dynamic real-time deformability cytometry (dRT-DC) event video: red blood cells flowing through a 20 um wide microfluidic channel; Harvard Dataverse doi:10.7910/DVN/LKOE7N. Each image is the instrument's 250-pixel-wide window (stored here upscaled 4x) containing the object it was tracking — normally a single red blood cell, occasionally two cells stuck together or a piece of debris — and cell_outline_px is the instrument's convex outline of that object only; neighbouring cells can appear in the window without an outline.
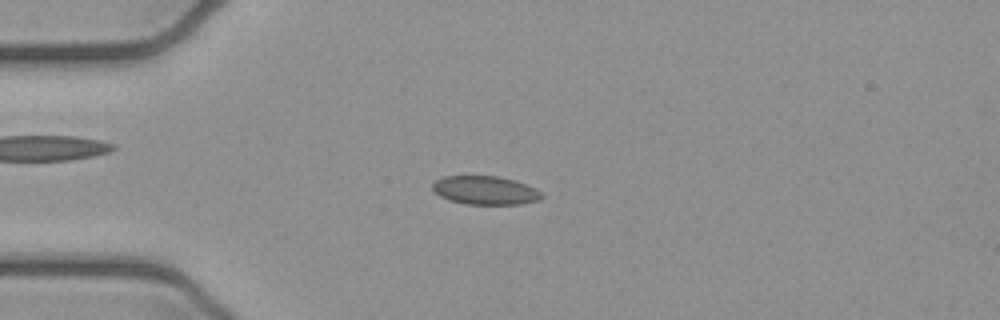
{"species": "common noctule bat (a hibernating species)", "species_latin": "Nyctalus noctula", "temperature_condition": "cold", "stored_images_in_passage": 5, "camera_frame_rate_fps": 3000, "um_per_image_px": 0.085, "animal": {"sex": "female", "body_mass_g": 21.9}, "frame": {"image": 1, "passage_image": 2, "time_ms": 0.333, "image_size_px": [1000, 320], "cell_outline_px": [[544, 196], [536, 200], [520, 204], [464, 204], [448, 200], [440, 196], [432, 188], [432, 184], [436, 180], [444, 176], [500, 176], [524, 184], [540, 192]], "centroid_in_image_um": [41.18, 16.18], "position_along_channel_um": 43.8, "area_um2": 17.92}}
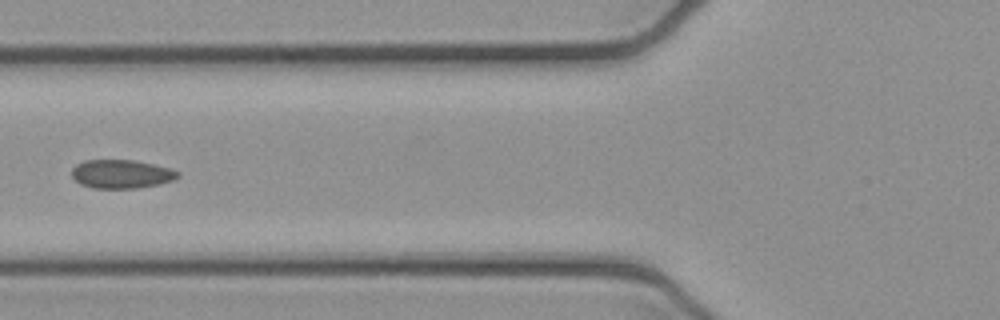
{"frame": {"image": 2, "passage_image": 4, "time_ms": 1.0, "image_size_px": [1000, 320], "cell_outline_px": [[180, 176], [172, 180], [160, 184], [136, 188], [92, 188], [80, 184], [72, 176], [72, 168], [76, 164], [84, 160], [132, 160], [172, 168], [180, 172]], "centroid_in_image_um": [10.32, 14.79], "position_along_channel_um": 115.5, "area_um2": 17.74}}
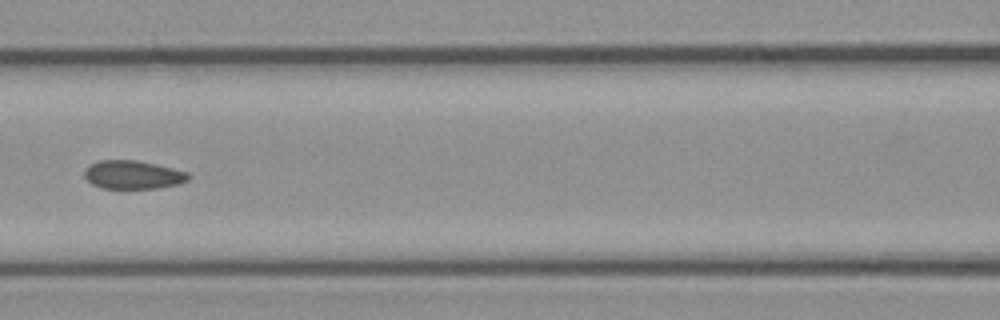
{"frame": {"image": 3, "passage_image": 5, "time_ms": 1.333, "image_size_px": [1000, 320], "cell_outline_px": [[192, 176], [188, 180], [176, 184], [160, 188], [100, 188], [92, 184], [84, 176], [84, 168], [88, 164], [100, 160], [140, 160], [188, 172]], "centroid_in_image_um": [11.28, 14.84], "position_along_channel_um": 155.3, "area_um2": 17.4}}